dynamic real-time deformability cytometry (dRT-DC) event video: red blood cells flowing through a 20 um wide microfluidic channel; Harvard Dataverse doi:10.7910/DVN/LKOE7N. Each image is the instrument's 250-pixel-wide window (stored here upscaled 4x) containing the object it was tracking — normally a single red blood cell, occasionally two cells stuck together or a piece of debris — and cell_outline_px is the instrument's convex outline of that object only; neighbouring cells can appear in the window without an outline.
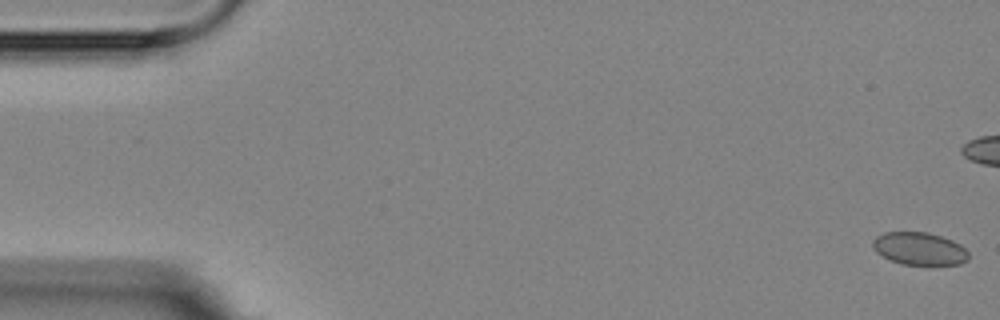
{"species": "Egyptian fruit bat (a non-hibernating species)", "species_latin": "Rousettus aegyptiacus", "temperature_condition": "room temperature", "stored_images_in_passage": 5, "camera_frame_rate_fps": 3000, "um_per_image_px": 0.085, "animal": {"sex": "female"}, "frame": {"image": 1, "passage_image": 1, "time_ms": 0.0, "image_size_px": [1000, 320], "cell_outline_px": [[968, 260], [960, 264], [932, 268], [900, 264], [876, 252], [872, 248], [872, 240], [876, 236], [884, 232], [928, 232], [952, 240], [960, 244], [968, 252]], "centroid_in_image_um": [78.17, 21.19], "position_along_channel_um": 6.8, "area_um2": 19.02}}
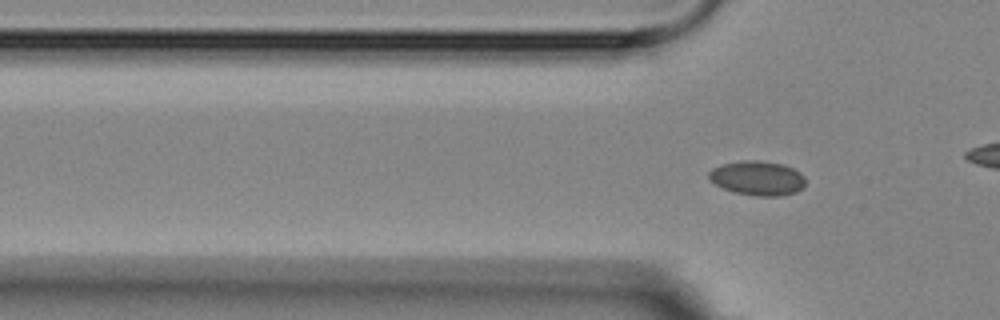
{"frame": {"image": 2, "passage_image": 5, "time_ms": 5.333, "image_size_px": [1000, 320], "cell_outline_px": [[804, 188], [796, 192], [780, 196], [756, 196], [732, 192], [716, 184], [708, 176], [708, 172], [712, 168], [720, 164], [740, 160], [756, 160], [784, 164], [800, 172], [804, 176]], "centroid_in_image_um": [64.39, 15.13], "position_along_channel_um": 61.4, "area_um2": 19.54}}